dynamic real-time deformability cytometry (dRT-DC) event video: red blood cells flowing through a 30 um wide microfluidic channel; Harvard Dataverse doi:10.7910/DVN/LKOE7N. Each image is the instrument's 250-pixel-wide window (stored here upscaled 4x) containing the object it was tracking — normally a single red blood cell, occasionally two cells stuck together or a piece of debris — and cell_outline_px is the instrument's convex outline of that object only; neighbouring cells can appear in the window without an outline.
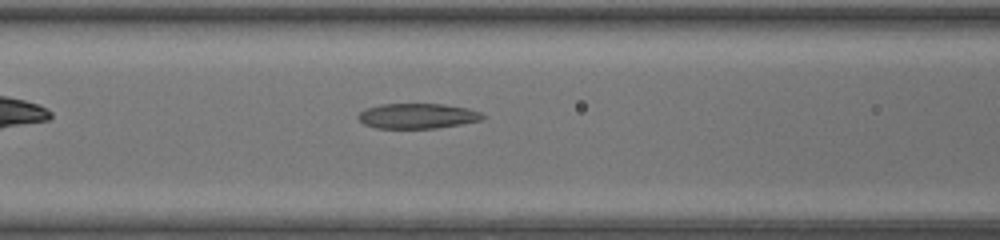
{"species": "common noctule bat (a hibernating species)", "species_latin": "Nyctalus noctula", "temperature_condition": "warm", "stored_images_in_passage": 18, "camera_frame_rate_fps": 3000, "um_per_image_px": 0.085, "animal": {"sex": "female", "body_mass_g": 17.0, "forearm_length_mm": 48.0}, "frame": {"image": 1, "passage_image": 5, "time_ms": 1.333, "image_size_px": [1000, 240], "cell_outline_px": [[484, 116], [480, 120], [460, 124], [436, 128], [376, 128], [364, 124], [356, 116], [364, 108], [380, 104], [440, 104], [464, 108], [480, 112]], "centroid_in_image_um": [35.4, 9.86], "position_along_channel_um": 131.2, "area_um2": 18.03}}
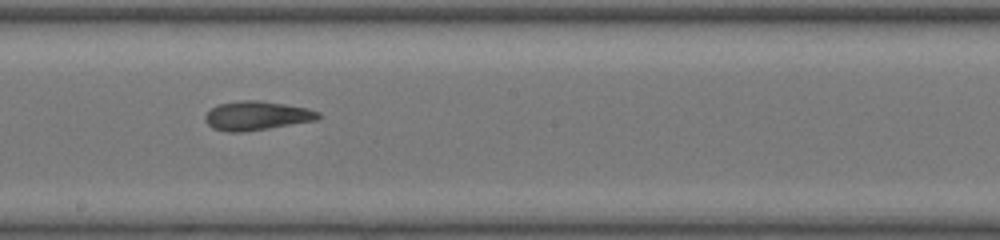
{"frame": {"image": 2, "passage_image": 12, "time_ms": 3.667, "image_size_px": [1000, 240], "cell_outline_px": [[320, 116], [316, 120], [268, 128], [240, 132], [228, 132], [212, 128], [208, 124], [204, 116], [212, 108], [220, 104], [244, 100], [260, 100], [308, 108], [320, 112]], "centroid_in_image_um": [21.83, 9.83], "position_along_channel_um": 226.4, "area_um2": 18.84}}
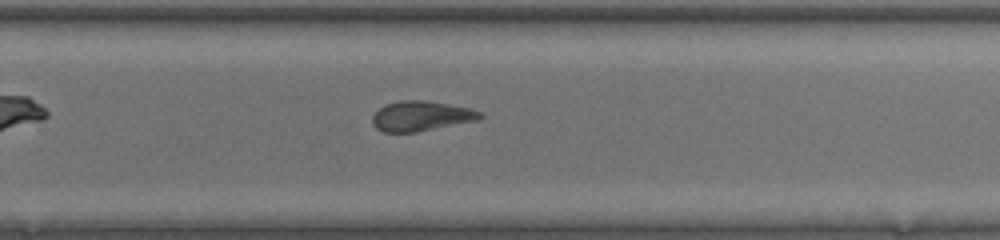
{"frame": {"image": 3, "passage_image": 17, "time_ms": 5.333, "image_size_px": [1000, 240], "cell_outline_px": [[484, 116], [480, 120], [416, 132], [384, 132], [376, 128], [372, 124], [372, 116], [380, 108], [388, 104], [400, 100], [420, 100], [448, 104], [468, 108], [480, 112]], "centroid_in_image_um": [35.8, 9.87], "position_along_channel_um": 294.0, "area_um2": 18.67}}